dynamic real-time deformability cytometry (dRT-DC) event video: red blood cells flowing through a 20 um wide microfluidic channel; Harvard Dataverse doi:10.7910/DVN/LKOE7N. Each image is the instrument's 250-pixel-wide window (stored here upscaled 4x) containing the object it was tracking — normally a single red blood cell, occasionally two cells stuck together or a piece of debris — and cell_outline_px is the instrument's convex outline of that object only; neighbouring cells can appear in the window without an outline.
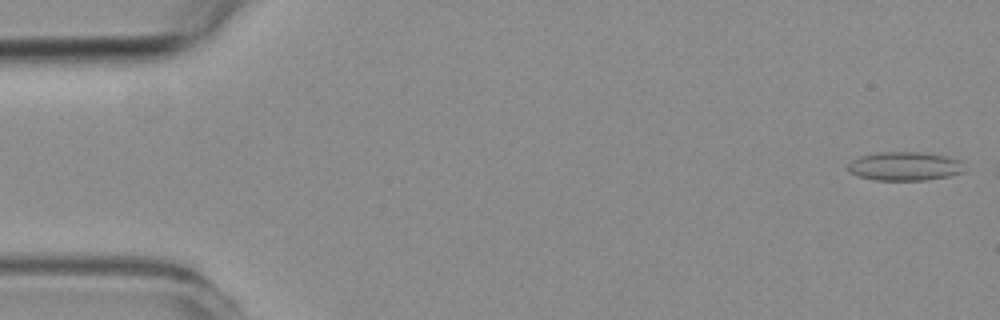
{"species": "common noctule bat (a hibernating species)", "species_latin": "Nyctalus noctula", "temperature_condition": "room temperature", "stored_images_in_passage": 50, "camera_frame_rate_fps": 3000, "um_per_image_px": 0.085, "animal": {"sex": "female", "body_mass_g": 19.3, "forearm_length_mm": 54.1}, "frame": {"image": 1, "passage_image": 1, "time_ms": 0.0, "image_size_px": [1000, 320], "cell_outline_px": [[964, 172], [948, 176], [928, 180], [876, 180], [860, 176], [852, 172], [848, 168], [848, 164], [852, 160], [860, 156], [876, 152], [924, 152], [948, 156], [960, 160]], "centroid_in_image_um": [76.93, 14.12], "position_along_channel_um": 8.1, "area_um2": 19.48}}
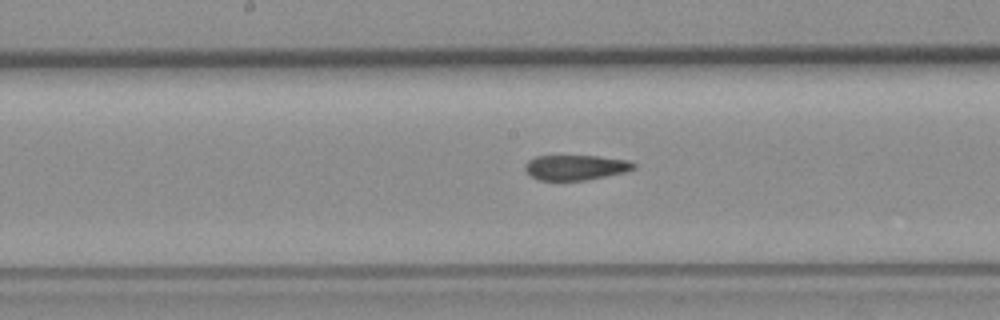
{"frame": {"image": 2, "passage_image": 28, "time_ms": 9.0, "image_size_px": [1000, 320], "cell_outline_px": [[636, 168], [628, 172], [584, 180], [536, 180], [524, 168], [528, 160], [536, 156], [596, 156], [628, 160], [636, 164]], "centroid_in_image_um": [48.96, 14.23], "position_along_channel_um": 199.2, "area_um2": 15.9}}
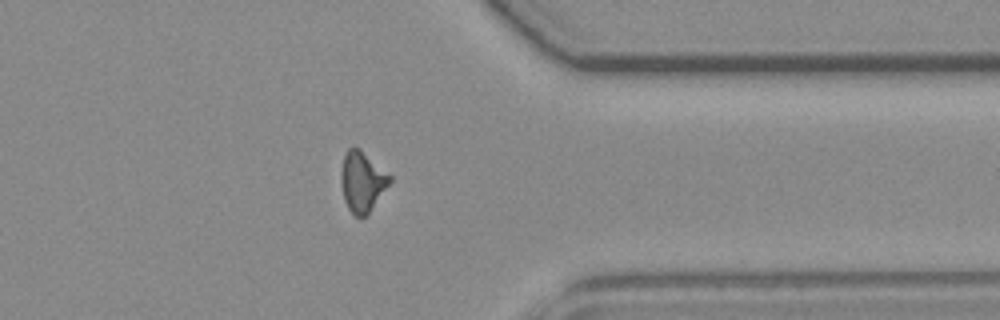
{"frame": {"image": 3, "passage_image": 44, "time_ms": 14.333, "image_size_px": [1000, 320], "cell_outline_px": [[392, 180], [368, 212], [364, 216], [356, 216], [348, 208], [344, 200], [340, 180], [340, 172], [344, 156], [348, 148], [360, 148], [392, 176]], "centroid_in_image_um": [30.77, 15.4], "position_along_channel_um": 380.6, "area_um2": 16.88}, "authors_computed_cell_mechanics": {"area_um2": 17.3689, "velocity_mm_per_s": 3.612, "shape_relaxation_time_tau1_ms": null, "shape_relaxation_time_tau2_ms": 3.3522, "deformation_change_tau1": null, "deformation_change_tau2": 0.119}}